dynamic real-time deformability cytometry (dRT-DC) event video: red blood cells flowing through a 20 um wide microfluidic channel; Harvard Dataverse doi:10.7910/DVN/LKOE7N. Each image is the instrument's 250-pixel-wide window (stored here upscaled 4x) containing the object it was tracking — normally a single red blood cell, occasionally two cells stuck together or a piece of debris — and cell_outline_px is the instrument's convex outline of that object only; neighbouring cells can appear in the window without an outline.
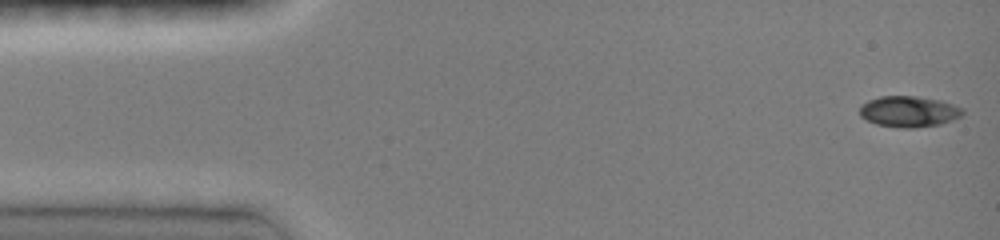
{"species": "common noctule bat (a hibernating species)", "species_latin": "Nyctalus noctula", "temperature_condition": "room temperature", "stored_images_in_passage": 30, "camera_frame_rate_fps": 3000, "um_per_image_px": 0.085, "animal": {"sex": "female", "body_mass_g": 19.0, "forearm_length_mm": 51.5}, "frame": {"image": 1, "passage_image": 1, "time_ms": 0.0, "image_size_px": [1000, 240], "cell_outline_px": [[964, 112], [960, 116], [952, 120], [940, 124], [916, 128], [900, 128], [876, 124], [860, 116], [860, 104], [868, 100], [880, 96], [916, 96], [940, 100], [964, 108]], "centroid_in_image_um": [77.24, 9.48], "position_along_channel_um": 7.8, "area_um2": 18.67}}
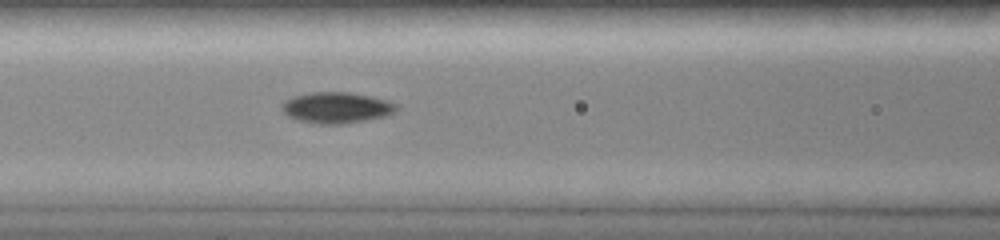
{"frame": {"image": 2, "passage_image": 19, "time_ms": 6.0, "image_size_px": [1000, 240], "cell_outline_px": [[400, 108], [396, 112], [388, 116], [344, 124], [316, 124], [296, 120], [288, 116], [280, 108], [280, 104], [284, 100], [292, 96], [312, 92], [348, 92], [372, 96], [388, 100], [400, 104]], "centroid_in_image_um": [28.64, 9.15], "position_along_channel_um": 138.0, "area_um2": 21.33}}
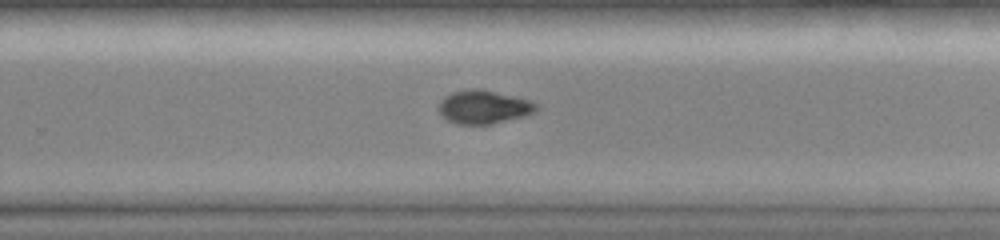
{"frame": {"image": 3, "passage_image": 30, "time_ms": 9.667, "image_size_px": [1000, 240], "cell_outline_px": [[540, 108], [536, 112], [524, 116], [492, 124], [456, 124], [448, 120], [436, 108], [440, 100], [444, 96], [452, 92], [472, 88], [476, 88], [512, 96], [528, 100], [540, 104]], "centroid_in_image_um": [41.11, 9.1], "position_along_channel_um": 288.7, "area_um2": 19.07}}